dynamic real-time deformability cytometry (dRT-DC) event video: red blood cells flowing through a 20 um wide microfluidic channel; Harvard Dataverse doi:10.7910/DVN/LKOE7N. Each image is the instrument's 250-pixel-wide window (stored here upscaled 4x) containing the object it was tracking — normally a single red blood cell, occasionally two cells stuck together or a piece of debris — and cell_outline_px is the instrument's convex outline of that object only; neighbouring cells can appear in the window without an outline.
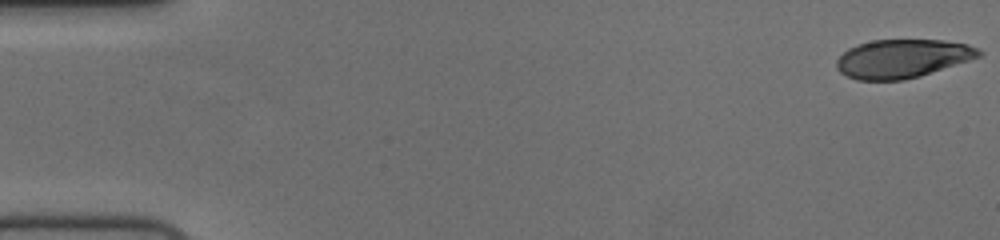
{"species": "human", "species_latin": "Homo sapiens", "temperature_condition": "cold", "stored_images_in_passage": 10, "camera_frame_rate_fps": 3000, "um_per_image_px": 0.085, "donor": {"sex": "female"}, "frame": {"image": 1, "passage_image": 1, "time_ms": 0.0, "image_size_px": [1000, 240], "cell_outline_px": [[984, 52], [980, 56], [920, 76], [904, 80], [856, 80], [840, 72], [836, 68], [836, 60], [848, 48], [872, 40], [944, 40], [968, 44]], "centroid_in_image_um": [76.68, 4.98], "position_along_channel_um": 8.3, "area_um2": 31.79}}